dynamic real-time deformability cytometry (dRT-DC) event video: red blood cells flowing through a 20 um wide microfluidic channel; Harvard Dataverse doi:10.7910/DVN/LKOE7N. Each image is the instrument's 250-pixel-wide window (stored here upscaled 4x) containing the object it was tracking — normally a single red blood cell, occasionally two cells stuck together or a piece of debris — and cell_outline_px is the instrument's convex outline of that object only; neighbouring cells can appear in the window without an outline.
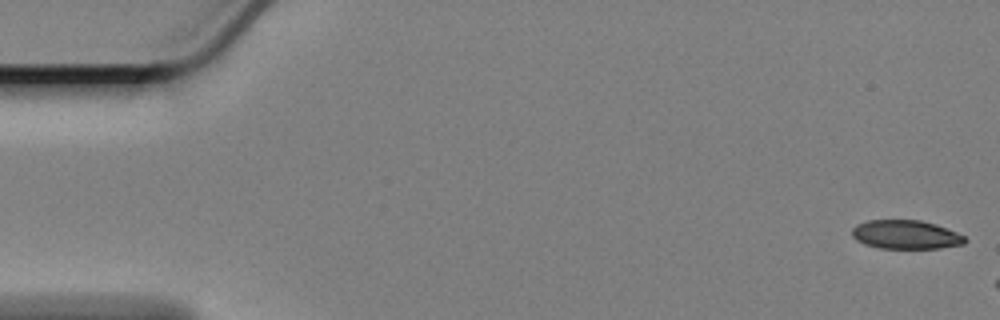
{"species": "Egyptian fruit bat (a non-hibernating species)", "species_latin": "Rousettus aegyptiacus", "temperature_condition": "cold", "stored_images_in_passage": 9, "camera_frame_rate_fps": 3000, "um_per_image_px": 0.085, "animal": {"sex": "female"}, "frame": {"image": 1, "passage_image": 1, "time_ms": 0.0, "image_size_px": [1000, 320], "cell_outline_px": [[968, 240], [964, 244], [940, 248], [880, 248], [864, 244], [856, 240], [852, 236], [852, 228], [856, 224], [868, 220], [920, 220], [936, 224], [956, 232], [964, 236]], "centroid_in_image_um": [76.98, 19.94], "position_along_channel_um": 8.0, "area_um2": 19.02}}